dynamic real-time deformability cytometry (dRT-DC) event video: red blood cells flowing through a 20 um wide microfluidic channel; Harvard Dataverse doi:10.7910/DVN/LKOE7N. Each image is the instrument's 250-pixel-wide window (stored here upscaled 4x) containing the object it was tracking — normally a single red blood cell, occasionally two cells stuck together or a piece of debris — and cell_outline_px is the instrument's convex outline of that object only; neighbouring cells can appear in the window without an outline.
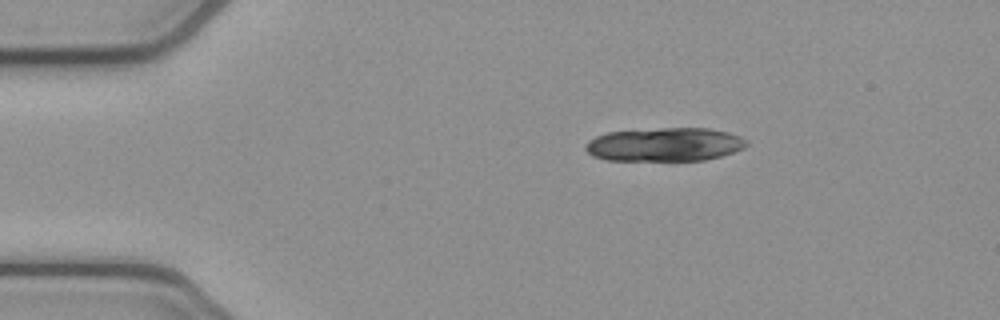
{"species": "common noctule bat (a hibernating species)", "species_latin": "Nyctalus noctula", "temperature_condition": "cold", "stored_images_in_passage": 9, "camera_frame_rate_fps": 3000, "um_per_image_px": 0.085, "animal": {"sex": "female", "body_mass_g": 21.9}, "frame": {"image": 1, "passage_image": 6, "time_ms": 1.667, "image_size_px": [1000, 320], "cell_outline_px": [[708, 156], [680, 160], [668, 160], [604, 156], [640, 136], [648, 132], [676, 132]], "centroid_in_image_um": [56.0, 12.55], "position_along_channel_um": 29.0, "area_um2": 13.18}}